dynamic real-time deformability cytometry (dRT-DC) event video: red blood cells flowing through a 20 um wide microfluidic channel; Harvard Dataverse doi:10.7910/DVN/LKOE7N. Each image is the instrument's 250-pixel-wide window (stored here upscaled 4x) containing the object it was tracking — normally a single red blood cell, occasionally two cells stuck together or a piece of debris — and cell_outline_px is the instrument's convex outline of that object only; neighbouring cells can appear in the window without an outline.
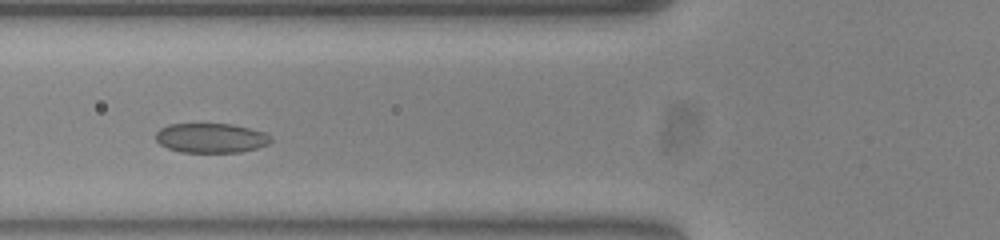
{"species": "common noctule bat (a hibernating species)", "species_latin": "Nyctalus noctula", "temperature_condition": "warm", "stored_images_in_passage": 41, "camera_frame_rate_fps": 3000, "um_per_image_px": 0.085, "animal": {"sex": "female", "body_mass_g": 23.0, "forearm_length_mm": 53.4}, "frame": {"image": 1, "passage_image": 7, "time_ms": 2.0, "image_size_px": [1000, 240], "cell_outline_px": [[272, 140], [268, 144], [256, 148], [240, 152], [180, 152], [168, 148], [160, 144], [156, 140], [156, 132], [160, 128], [168, 124], [232, 124], [264, 132], [272, 136]], "centroid_in_image_um": [17.93, 11.73], "position_along_channel_um": 107.9, "area_um2": 19.83}}
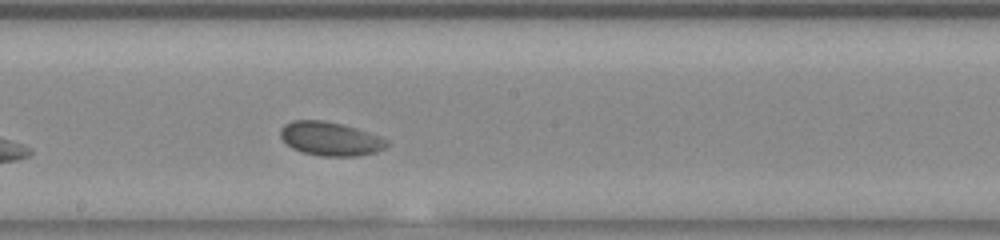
{"frame": {"image": 2, "passage_image": 16, "time_ms": 5.0, "image_size_px": [1000, 240], "cell_outline_px": [[388, 144], [384, 148], [376, 152], [356, 156], [320, 156], [300, 152], [292, 148], [280, 136], [280, 128], [284, 124], [292, 120], [324, 120], [356, 128], [380, 136], [388, 140]], "centroid_in_image_um": [28.06, 11.79], "position_along_channel_um": 220.1, "area_um2": 20.98}}
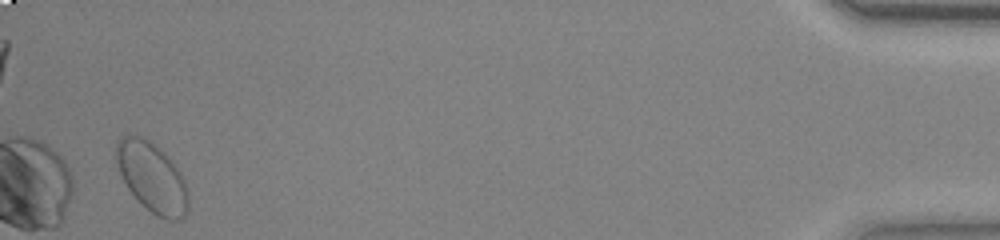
{"frame": {"image": 3, "passage_image": 39, "time_ms": 12.667, "image_size_px": [1000, 240], "cell_outline_px": [[188, 212], [180, 220], [168, 220], [152, 212], [128, 188], [120, 172], [112, 148], [116, 140], [120, 136], [140, 136], [156, 144], [176, 164], [184, 180], [188, 192]], "centroid_in_image_um": [12.92, 15.02], "position_along_channel_um": 422.3, "area_um2": 29.3}, "authors_computed_cell_mechanics": {"area_um2": 21.097, "velocity_mm_per_s": 3.7537, "shape_relaxation_time_tau1_ms": 5.8853, "shape_relaxation_time_tau2_ms": 2.931, "deformation_change_tau1": 0.1273, "deformation_change_tau2": 0.0493}}